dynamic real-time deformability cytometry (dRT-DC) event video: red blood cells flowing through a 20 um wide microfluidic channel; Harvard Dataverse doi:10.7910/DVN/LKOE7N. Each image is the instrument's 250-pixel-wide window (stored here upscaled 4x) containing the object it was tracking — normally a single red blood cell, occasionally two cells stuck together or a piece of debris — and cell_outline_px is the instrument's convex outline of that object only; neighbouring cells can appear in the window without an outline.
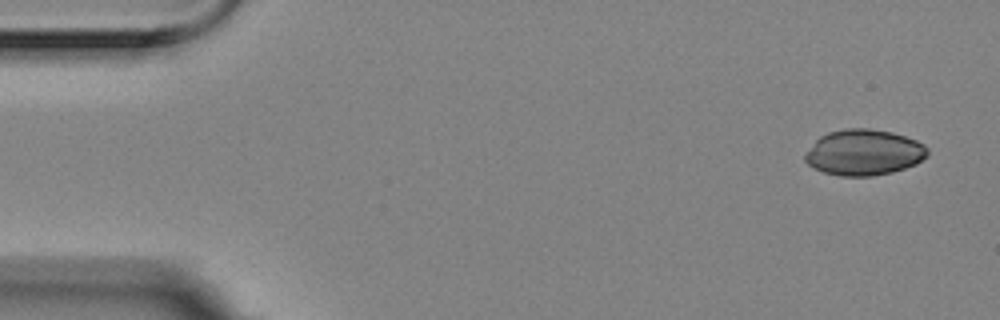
{"species": "Egyptian fruit bat (a non-hibernating species)", "species_latin": "Rousettus aegyptiacus", "temperature_condition": "room temperature", "stored_images_in_passage": 9, "camera_frame_rate_fps": 3000, "um_per_image_px": 0.085, "animal": {"sex": "female"}, "frame": {"image": 1, "passage_image": 1, "time_ms": 0.0, "image_size_px": [1000, 320], "cell_outline_px": [[928, 156], [916, 164], [892, 172], [872, 176], [840, 176], [824, 172], [808, 164], [804, 160], [804, 156], [816, 140], [820, 136], [828, 132], [844, 128], [868, 128], [892, 132], [916, 140], [924, 144], [928, 148]], "centroid_in_image_um": [73.45, 12.95], "position_along_channel_um": 11.5, "area_um2": 32.71}}
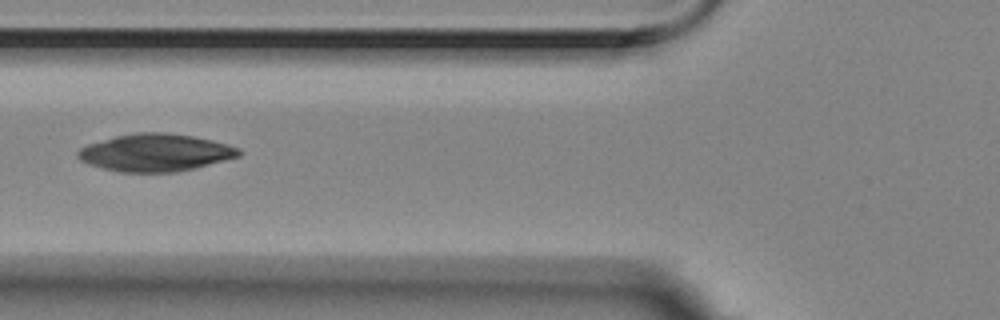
{"frame": {"image": 2, "passage_image": 6, "time_ms": 1.667, "image_size_px": [1000, 320], "cell_outline_px": [[244, 152], [240, 156], [196, 168], [176, 172], [120, 172], [88, 164], [80, 160], [76, 156], [76, 152], [80, 148], [88, 144], [116, 136], [136, 132], [164, 132], [192, 136], [212, 140], [228, 144], [240, 148]], "centroid_in_image_um": [13.23, 12.97], "position_along_channel_um": 112.6, "area_um2": 35.26}}
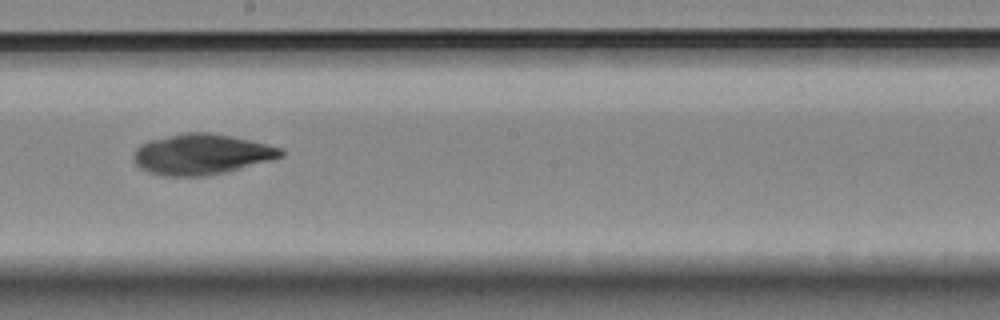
{"frame": {"image": 3, "passage_image": 9, "time_ms": 2.667, "image_size_px": [1000, 320], "cell_outline_px": [[284, 156], [272, 160], [228, 172], [204, 176], [164, 176], [148, 172], [140, 168], [132, 160], [132, 156], [136, 148], [140, 144], [148, 140], [184, 132], [208, 132], [232, 136], [280, 148], [284, 152]], "centroid_in_image_um": [17.09, 13.12], "position_along_channel_um": 231.1, "area_um2": 35.03}}